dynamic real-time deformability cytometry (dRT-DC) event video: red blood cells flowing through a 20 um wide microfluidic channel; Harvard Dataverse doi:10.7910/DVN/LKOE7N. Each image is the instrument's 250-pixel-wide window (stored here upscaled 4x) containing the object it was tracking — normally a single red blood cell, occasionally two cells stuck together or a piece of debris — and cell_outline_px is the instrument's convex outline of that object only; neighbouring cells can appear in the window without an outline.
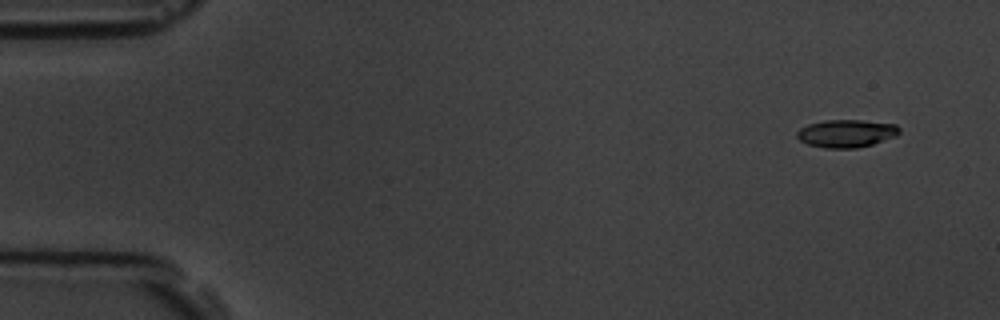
{"species": "common noctule bat (a hibernating species)", "species_latin": "Nyctalus noctula", "temperature_condition": "room temperature", "stored_images_in_passage": 9, "camera_frame_rate_fps": 3000, "um_per_image_px": 0.085, "animal": {"sex": "male", "body_mass_g": 19.5, "forearm_length_mm": 54.6}, "frame": {"image": 1, "passage_image": 1, "time_ms": 0.0, "image_size_px": [1000, 320], "cell_outline_px": [[900, 132], [896, 136], [872, 144], [856, 148], [824, 148], [808, 144], [800, 140], [796, 136], [796, 132], [800, 128], [808, 124], [824, 120], [860, 120], [896, 124], [900, 128]], "centroid_in_image_um": [71.93, 11.34], "position_along_channel_um": 13.1, "area_um2": 16.59}}
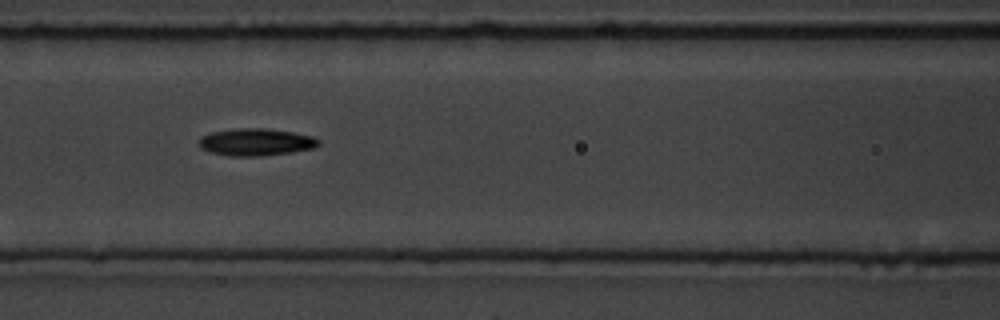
{"frame": {"image": 2, "passage_image": 7, "time_ms": 6.667, "image_size_px": [1000, 320], "cell_outline_px": [[320, 144], [312, 148], [292, 152], [260, 156], [232, 156], [212, 152], [200, 148], [200, 136], [212, 132], [240, 128], [264, 128], [292, 132], [312, 136], [320, 140]], "centroid_in_image_um": [21.76, 12.07], "position_along_channel_um": 144.8, "area_um2": 18.79}}
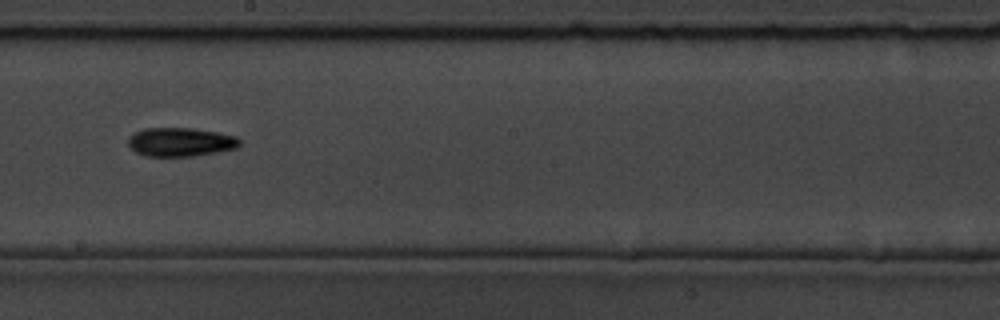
{"frame": {"image": 3, "passage_image": 9, "time_ms": 9.0, "image_size_px": [1000, 320], "cell_outline_px": [[240, 144], [236, 148], [216, 152], [192, 156], [148, 156], [136, 152], [128, 144], [128, 136], [144, 128], [192, 128], [216, 132], [236, 136], [240, 140]], "centroid_in_image_um": [15.33, 12.06], "position_along_channel_um": 232.9, "area_um2": 18.55}}